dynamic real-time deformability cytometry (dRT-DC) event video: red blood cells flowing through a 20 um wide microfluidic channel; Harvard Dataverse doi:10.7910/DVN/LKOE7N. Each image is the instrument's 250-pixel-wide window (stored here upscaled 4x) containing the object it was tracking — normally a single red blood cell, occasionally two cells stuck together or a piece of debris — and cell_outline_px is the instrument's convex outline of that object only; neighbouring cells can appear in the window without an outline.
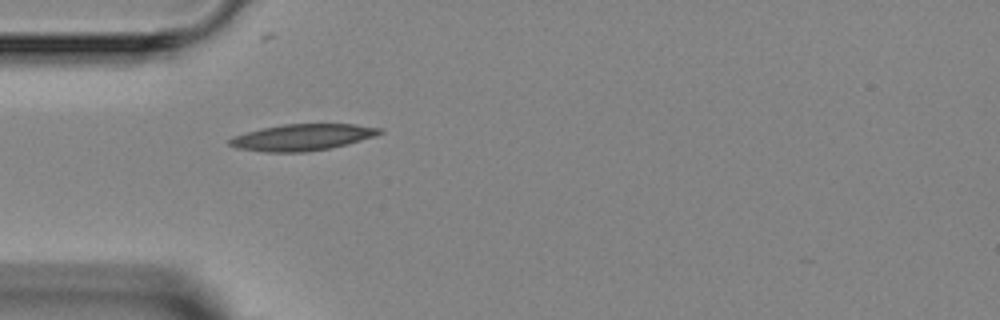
{"species": "Egyptian fruit bat (a non-hibernating species)", "species_latin": "Rousettus aegyptiacus", "temperature_condition": "room temperature", "stored_images_in_passage": 1, "camera_frame_rate_fps": 3000, "um_per_image_px": 0.085, "animal": {"sex": "female"}, "frame": {"image": 1, "passage_image": 1, "time_ms": 0.0, "image_size_px": [1000, 320], "cell_outline_px": [[384, 132], [376, 136], [348, 144], [328, 148], [304, 152], [264, 152], [236, 148], [228, 144], [228, 140], [232, 136], [260, 128], [284, 124], [356, 124], [384, 128]], "centroid_in_image_um": [25.71, 11.66], "position_along_channel_um": 59.3, "area_um2": 23.35}}